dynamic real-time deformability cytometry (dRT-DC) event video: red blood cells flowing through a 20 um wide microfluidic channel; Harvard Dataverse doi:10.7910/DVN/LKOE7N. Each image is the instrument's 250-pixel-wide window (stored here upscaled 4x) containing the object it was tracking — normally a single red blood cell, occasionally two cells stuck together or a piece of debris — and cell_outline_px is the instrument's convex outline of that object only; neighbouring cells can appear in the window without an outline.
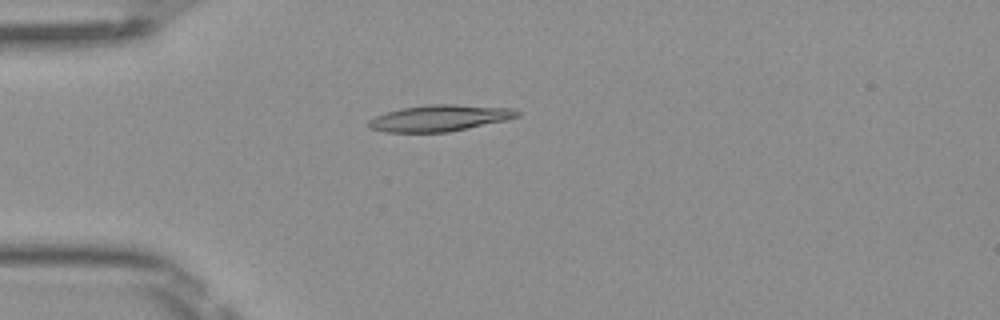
{"species": "Egyptian fruit bat (a non-hibernating species)", "species_latin": "Rousettus aegyptiacus", "temperature_condition": "room temperature", "stored_images_in_passage": 3, "camera_frame_rate_fps": 3000, "um_per_image_px": 0.085, "frame": {"image": 1, "passage_image": 3, "time_ms": 0.667, "image_size_px": [1000, 320], "cell_outline_px": [[520, 116], [508, 120], [448, 132], [384, 132], [372, 128], [368, 124], [368, 120], [376, 116], [388, 112], [404, 108], [428, 104], [456, 104], [512, 108], [520, 112]], "centroid_in_image_um": [37.43, 10.03], "position_along_channel_um": 47.6, "area_um2": 22.72}}